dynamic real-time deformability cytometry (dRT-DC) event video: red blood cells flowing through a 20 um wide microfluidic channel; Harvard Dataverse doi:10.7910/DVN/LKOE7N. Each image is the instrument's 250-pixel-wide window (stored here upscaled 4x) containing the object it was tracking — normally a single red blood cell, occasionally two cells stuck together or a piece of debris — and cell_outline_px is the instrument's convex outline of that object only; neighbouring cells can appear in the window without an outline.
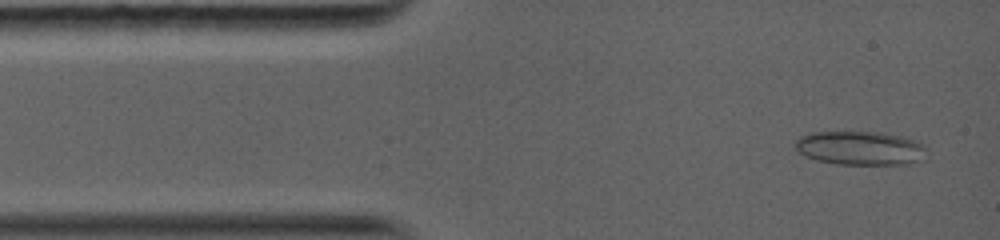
{"species": "common noctule bat (a hibernating species)", "species_latin": "Nyctalus noctula", "temperature_condition": "warm", "stored_images_in_passage": 26, "camera_frame_rate_fps": 5000, "um_per_image_px": 0.085, "animal": {"sex": "female", "body_mass_g": 19.0, "forearm_length_mm": 56.7}, "frame": {"image": 1, "passage_image": 1, "time_ms": 0.0, "image_size_px": [1000, 240], "cell_outline_px": [[928, 160], [908, 164], [836, 164], [816, 160], [804, 156], [796, 148], [796, 140], [800, 136], [812, 132], [880, 132], [900, 136], [924, 144], [928, 148]], "centroid_in_image_um": [73.2, 12.6], "position_along_channel_um": 11.8, "area_um2": 26.3}}
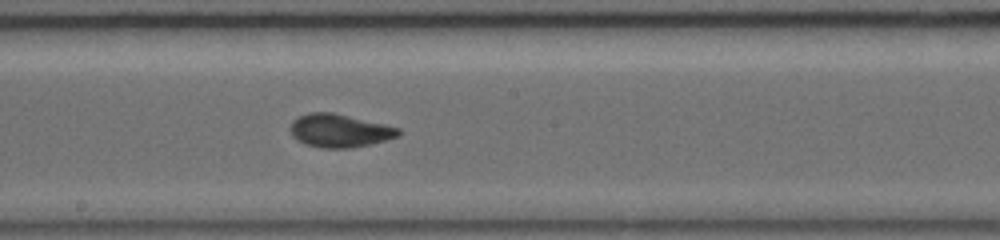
{"frame": {"image": 2, "passage_image": 12, "time_ms": 6.4, "image_size_px": [1000, 240], "cell_outline_px": [[400, 136], [368, 144], [348, 148], [324, 148], [304, 144], [296, 140], [292, 136], [288, 128], [292, 120], [308, 112], [332, 112], [384, 124], [400, 128]], "centroid_in_image_um": [28.8, 11.1], "position_along_channel_um": 219.4, "area_um2": 20.92}}
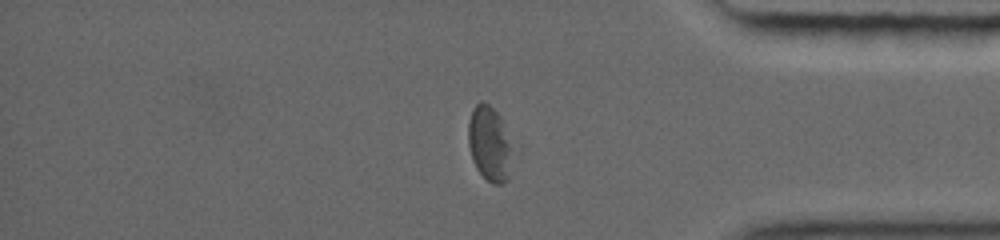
{"frame": {"image": 3, "passage_image": 20, "time_ms": 11.0, "image_size_px": [1000, 240], "cell_outline_px": [[520, 156], [508, 180], [504, 184], [492, 184], [476, 168], [472, 160], [468, 144], [468, 120], [472, 108], [480, 100], [488, 104], [500, 116], [520, 144]], "centroid_in_image_um": [41.81, 12.26], "position_along_channel_um": 393.4, "area_um2": 21.73}, "authors_computed_cell_mechanics": {"area_um2": 20.9814, "velocity_mm_per_s": 4.1127, "shape_relaxation_time_tau1_ms": 9.0805, "shape_relaxation_time_tau2_ms": 1.2767, "deformation_change_tau1": 0.2116, "deformation_change_tau2": 0.0689}}